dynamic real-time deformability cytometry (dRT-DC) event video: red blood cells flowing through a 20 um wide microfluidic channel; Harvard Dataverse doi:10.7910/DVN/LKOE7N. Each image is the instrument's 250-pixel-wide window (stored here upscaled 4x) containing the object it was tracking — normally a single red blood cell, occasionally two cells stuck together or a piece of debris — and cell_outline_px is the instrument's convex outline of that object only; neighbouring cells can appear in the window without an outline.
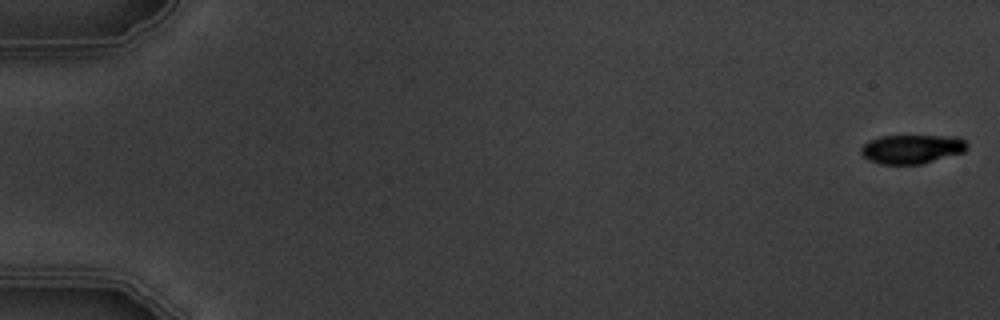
{"species": "common noctule bat (a hibernating species)", "species_latin": "Nyctalus noctula", "temperature_condition": "warm", "stored_images_in_passage": 8, "camera_frame_rate_fps": 3000, "um_per_image_px": 0.085, "animal": {"sex": "male", "body_mass_g": 19.5, "forearm_length_mm": 54.6}, "frame": {"image": 1, "passage_image": 1, "time_ms": 0.0, "image_size_px": [1000, 320], "cell_outline_px": [[968, 148], [964, 152], [920, 164], [880, 164], [868, 160], [860, 152], [860, 148], [868, 140], [880, 136], [956, 136], [964, 140], [968, 144]], "centroid_in_image_um": [77.49, 12.66], "position_along_channel_um": 7.5, "area_um2": 17.98}}
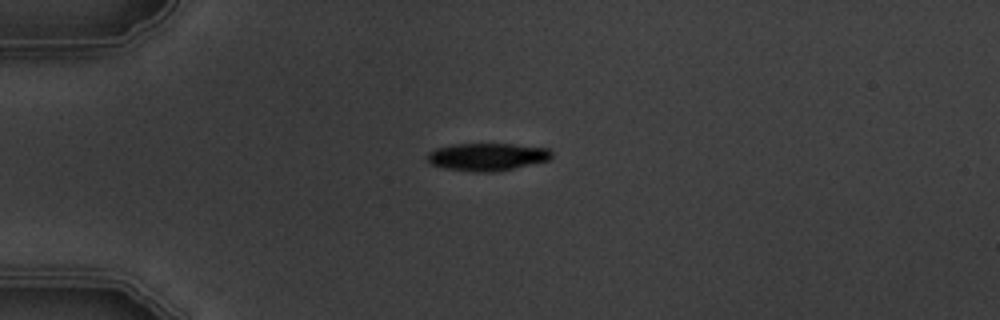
{"frame": {"image": 2, "passage_image": 5, "time_ms": 4.667, "image_size_px": [1000, 320], "cell_outline_px": [[552, 156], [548, 160], [512, 168], [492, 172], [472, 172], [440, 168], [432, 164], [428, 160], [428, 152], [436, 148], [456, 144], [512, 144], [548, 148], [552, 152]], "centroid_in_image_um": [41.38, 13.33], "position_along_channel_um": 43.6, "area_um2": 19.88}}
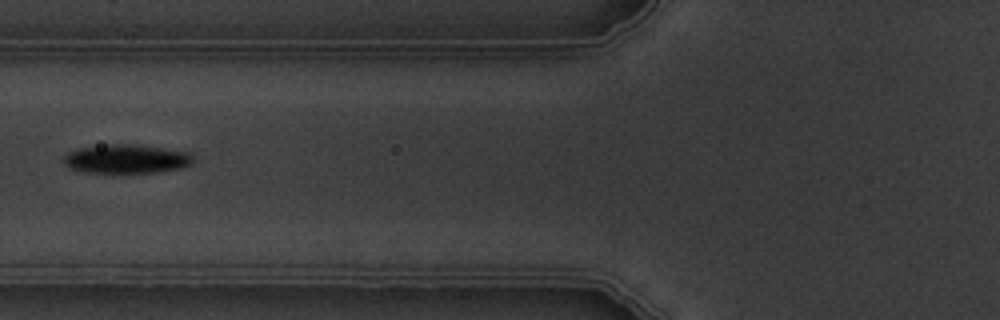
{"frame": {"image": 3, "passage_image": 7, "time_ms": 7.333, "image_size_px": [1000, 320], "cell_outline_px": [[196, 160], [192, 164], [180, 168], [160, 172], [84, 172], [72, 168], [64, 164], [64, 156], [68, 152], [80, 148], [108, 144], [128, 144], [164, 148], [192, 152]], "centroid_in_image_um": [10.82, 13.5], "position_along_channel_um": 115.0, "area_um2": 21.79}}